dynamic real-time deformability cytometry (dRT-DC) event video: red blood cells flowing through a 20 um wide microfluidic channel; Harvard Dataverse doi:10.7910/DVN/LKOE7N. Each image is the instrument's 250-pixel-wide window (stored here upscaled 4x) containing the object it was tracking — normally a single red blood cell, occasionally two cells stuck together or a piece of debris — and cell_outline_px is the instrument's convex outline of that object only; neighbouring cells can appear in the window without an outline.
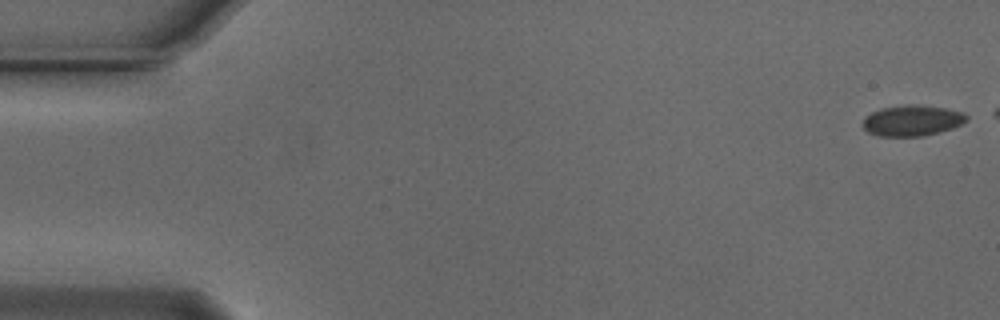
{"species": "Egyptian fruit bat (a non-hibernating species)", "species_latin": "Rousettus aegyptiacus", "temperature_condition": "cold", "stored_images_in_passage": 48, "camera_frame_rate_fps": 3000, "um_per_image_px": 0.085, "animal": {"sex": "male"}, "frame": {"image": 1, "passage_image": 1, "time_ms": 0.0, "image_size_px": [1000, 320], "cell_outline_px": [[968, 120], [952, 128], [940, 132], [924, 136], [880, 136], [868, 132], [864, 128], [864, 116], [872, 112], [884, 108], [904, 104], [916, 104], [944, 108], [964, 112], [968, 116]], "centroid_in_image_um": [77.55, 10.24], "position_along_channel_um": 7.4, "area_um2": 18.61}}
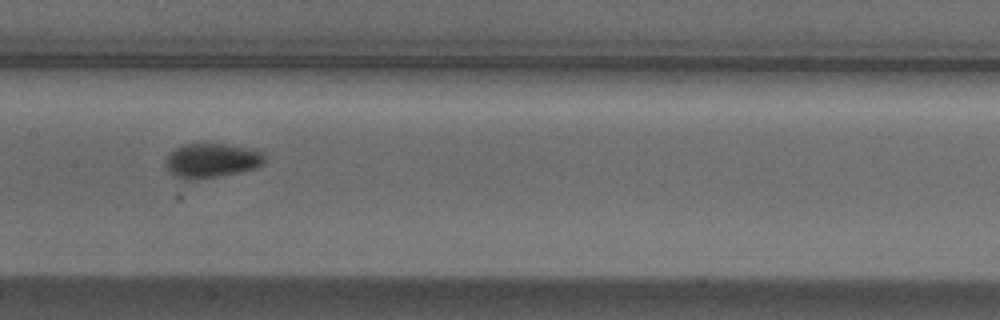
{"frame": {"image": 2, "passage_image": 27, "time_ms": 8.667, "image_size_px": [1000, 320], "cell_outline_px": [[264, 164], [256, 168], [240, 172], [196, 180], [184, 180], [168, 172], [164, 164], [164, 160], [176, 148], [184, 144], [224, 144], [264, 152]], "centroid_in_image_um": [17.95, 13.67], "position_along_channel_um": 189.4, "area_um2": 19.83}}
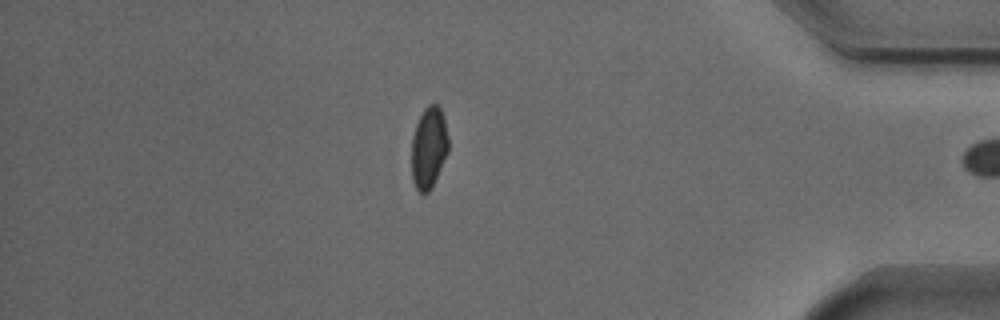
{"frame": {"image": 3, "passage_image": 47, "time_ms": 15.333, "image_size_px": [1000, 320], "cell_outline_px": [[448, 152], [432, 188], [428, 192], [420, 192], [416, 188], [412, 180], [412, 136], [416, 124], [424, 108], [428, 104], [436, 104], [440, 108], [444, 120], [448, 136]], "centroid_in_image_um": [36.44, 12.56], "position_along_channel_um": 398.8, "area_um2": 17.46}, "authors_computed_cell_mechanics": {"area_um2": 18.9006, "velocity_mm_per_s": 3.719, "shape_relaxation_time_tau1_ms": 2.5784, "shape_relaxation_time_tau2_ms": null, "deformation_change_tau1": 0.0895, "deformation_change_tau2": null}}